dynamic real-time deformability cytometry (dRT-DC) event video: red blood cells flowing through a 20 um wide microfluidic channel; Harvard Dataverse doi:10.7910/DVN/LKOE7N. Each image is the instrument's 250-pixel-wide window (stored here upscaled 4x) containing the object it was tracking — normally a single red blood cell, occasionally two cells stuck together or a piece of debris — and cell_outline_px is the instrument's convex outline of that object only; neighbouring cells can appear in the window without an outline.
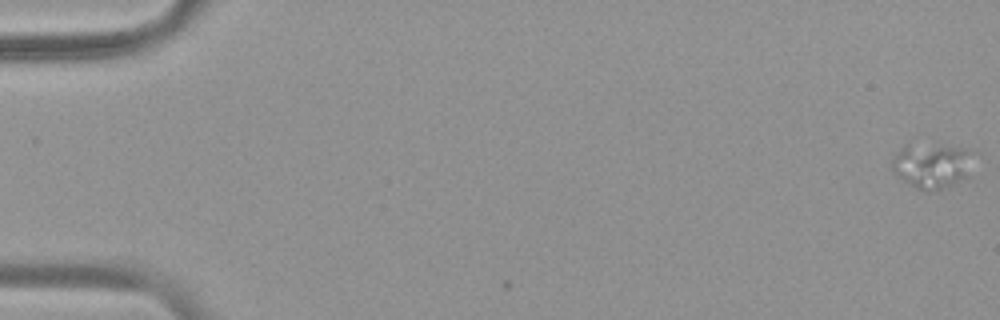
{"species": "common noctule bat (a hibernating species)", "species_latin": "Nyctalus noctula", "temperature_condition": "warm", "stored_images_in_passage": 5, "camera_frame_rate_fps": 3000, "um_per_image_px": 0.085, "animal": {"sex": "female", "body_mass_g": 19.9}, "frame": {"image": 1, "passage_image": 1, "time_ms": 0.0, "image_size_px": [1000, 320], "cell_outline_px": [[968, 176], [952, 184], [928, 192], [916, 188], [892, 172], [892, 160], [896, 152], [900, 148], [908, 144], [964, 148]], "centroid_in_image_um": [79.04, 14.1], "position_along_channel_um": 6.0, "area_um2": 20.06}}